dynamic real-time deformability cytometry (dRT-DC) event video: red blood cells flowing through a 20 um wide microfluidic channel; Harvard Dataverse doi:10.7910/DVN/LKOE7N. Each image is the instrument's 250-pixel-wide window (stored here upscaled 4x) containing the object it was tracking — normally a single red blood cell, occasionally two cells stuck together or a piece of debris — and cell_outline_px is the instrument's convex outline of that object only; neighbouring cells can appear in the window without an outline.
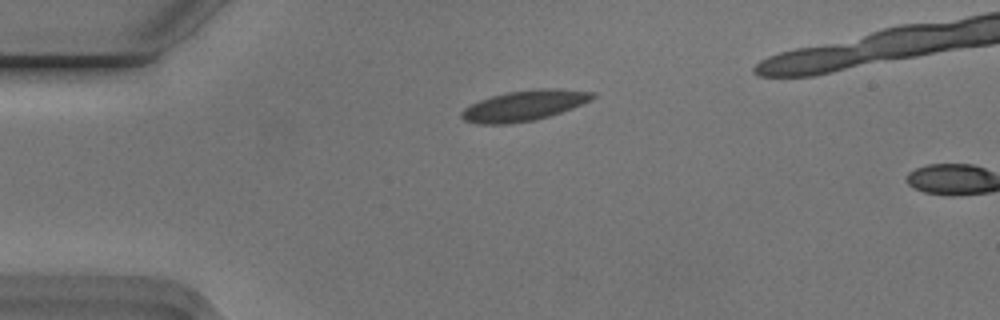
{"species": "Egyptian fruit bat (a non-hibernating species)", "species_latin": "Rousettus aegyptiacus", "temperature_condition": "cold", "stored_images_in_passage": 2, "camera_frame_rate_fps": 3000, "um_per_image_px": 0.085, "animal": {"sex": "male"}, "frame": {"image": 1, "passage_image": 1, "time_ms": 0.0, "image_size_px": [1000, 320], "cell_outline_px": [[596, 96], [592, 100], [572, 108], [536, 120], [512, 124], [476, 124], [464, 120], [460, 116], [460, 112], [464, 108], [480, 100], [492, 96], [508, 92], [532, 88], [560, 88], [596, 92]], "centroid_in_image_um": [44.58, 8.97], "position_along_channel_um": 40.4, "area_um2": 23.52}}